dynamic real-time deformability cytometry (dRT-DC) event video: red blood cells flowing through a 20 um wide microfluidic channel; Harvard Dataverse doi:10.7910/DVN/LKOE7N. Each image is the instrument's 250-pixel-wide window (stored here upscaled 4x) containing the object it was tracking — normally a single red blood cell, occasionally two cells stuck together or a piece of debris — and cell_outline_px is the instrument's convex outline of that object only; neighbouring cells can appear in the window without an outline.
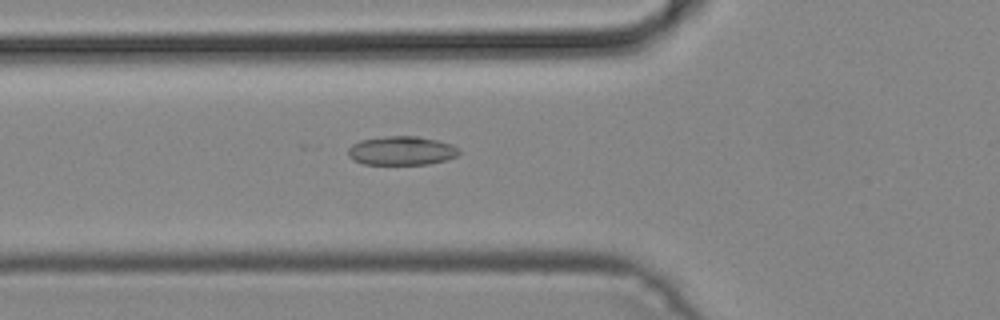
{"species": "common noctule bat (a hibernating species)", "species_latin": "Nyctalus noctula", "temperature_condition": "cold", "stored_images_in_passage": 51, "camera_frame_rate_fps": 3000, "um_per_image_px": 0.085, "animal": {"sex": "male", "body_mass_g": 19.2, "forearm_length_mm": 51.8}, "frame": {"image": 1, "passage_image": 20, "time_ms": 6.333, "image_size_px": [1000, 320], "cell_outline_px": [[460, 152], [456, 156], [444, 160], [428, 164], [364, 164], [352, 160], [348, 156], [348, 148], [352, 144], [360, 140], [384, 136], [416, 136], [436, 140], [452, 144]], "centroid_in_image_um": [34.08, 12.81], "position_along_channel_um": 91.7, "area_um2": 18.61}}
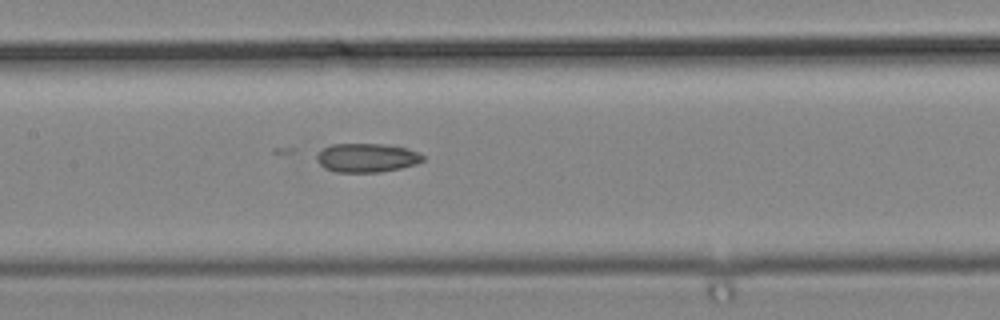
{"frame": {"image": 2, "passage_image": 26, "time_ms": 8.333, "image_size_px": [1000, 320], "cell_outline_px": [[424, 160], [416, 164], [400, 168], [380, 172], [336, 172], [324, 168], [316, 160], [316, 156], [324, 148], [332, 144], [384, 144], [408, 148], [420, 152], [424, 156]], "centroid_in_image_um": [31.2, 13.41], "position_along_channel_um": 176.2, "area_um2": 17.92}}
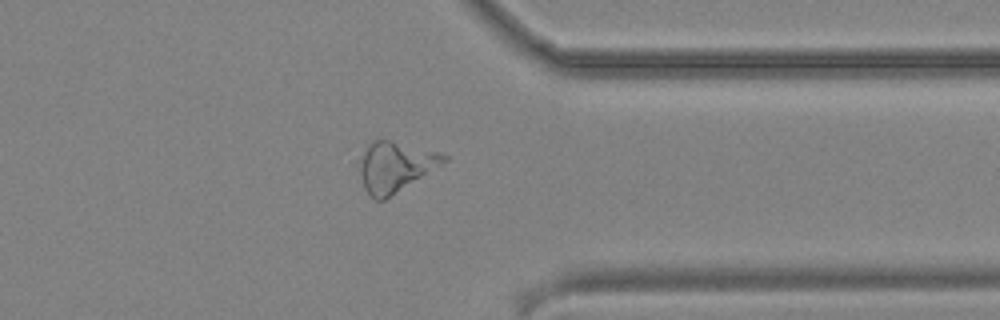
{"frame": {"image": 3, "passage_image": 41, "time_ms": 13.333, "image_size_px": [1000, 320], "cell_outline_px": [[448, 160], [384, 200], [376, 200], [364, 188], [356, 160], [368, 144], [376, 140], [388, 140], [436, 152], [448, 156]], "centroid_in_image_um": [33.52, 14.16], "position_along_channel_um": 377.9, "area_um2": 24.16}}